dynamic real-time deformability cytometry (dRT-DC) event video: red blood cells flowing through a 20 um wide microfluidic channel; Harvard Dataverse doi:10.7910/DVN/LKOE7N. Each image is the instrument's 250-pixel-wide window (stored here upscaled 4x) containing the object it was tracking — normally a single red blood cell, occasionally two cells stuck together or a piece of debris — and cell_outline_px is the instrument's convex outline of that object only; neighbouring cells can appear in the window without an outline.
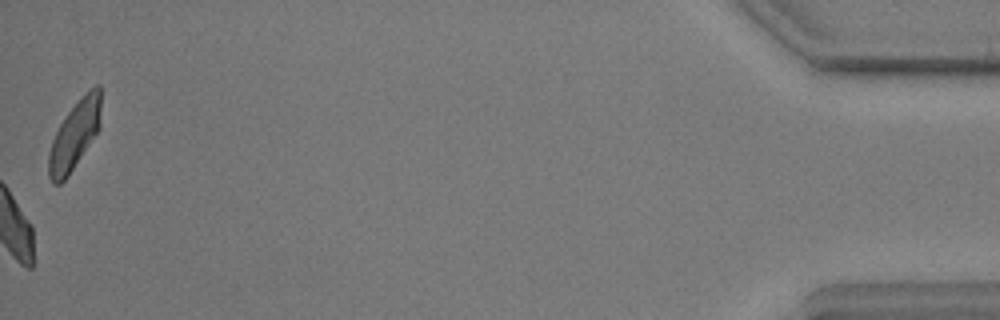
{"species": "common noctule bat (a hibernating species)", "species_latin": "Nyctalus noctula", "temperature_condition": "warm", "stored_images_in_passage": 60, "camera_frame_rate_fps": 3000, "um_per_image_px": 0.085, "animal": {"sex": "male", "body_mass_g": 17.9, "forearm_length_mm": 54.2}, "frame": {"image": 1, "passage_image": 60, "time_ms": 19.667, "image_size_px": [1000, 320], "cell_outline_px": [[100, 128], [68, 176], [60, 184], [52, 184], [48, 176], [48, 152], [52, 140], [60, 124], [68, 112], [96, 84], [100, 84]], "centroid_in_image_um": [6.31, 11.55], "position_along_channel_um": 428.9, "area_um2": 20.46}}